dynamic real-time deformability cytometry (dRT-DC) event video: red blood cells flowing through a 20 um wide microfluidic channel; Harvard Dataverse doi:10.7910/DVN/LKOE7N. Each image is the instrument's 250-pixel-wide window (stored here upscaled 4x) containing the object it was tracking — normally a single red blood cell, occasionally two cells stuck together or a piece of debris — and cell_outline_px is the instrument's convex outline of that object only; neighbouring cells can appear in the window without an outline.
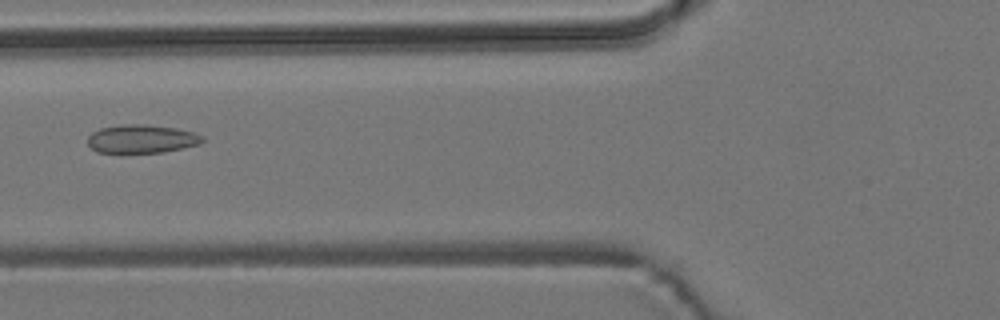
{"species": "common noctule bat (a hibernating species)", "species_latin": "Nyctalus noctula", "temperature_condition": "room temperature", "stored_images_in_passage": 6, "camera_frame_rate_fps": 3000, "um_per_image_px": 0.085, "animal": {"sex": "male", "body_mass_g": 19.2, "forearm_length_mm": 51.8}, "frame": {"image": 1, "passage_image": 6, "time_ms": 6.667, "image_size_px": [1000, 320], "cell_outline_px": [[204, 140], [200, 144], [184, 148], [164, 152], [120, 156], [96, 152], [88, 144], [88, 136], [92, 132], [100, 128], [124, 124], [144, 124], [176, 128], [196, 132], [204, 136]], "centroid_in_image_um": [12.02, 11.86], "position_along_channel_um": 113.8, "area_um2": 20.06}}